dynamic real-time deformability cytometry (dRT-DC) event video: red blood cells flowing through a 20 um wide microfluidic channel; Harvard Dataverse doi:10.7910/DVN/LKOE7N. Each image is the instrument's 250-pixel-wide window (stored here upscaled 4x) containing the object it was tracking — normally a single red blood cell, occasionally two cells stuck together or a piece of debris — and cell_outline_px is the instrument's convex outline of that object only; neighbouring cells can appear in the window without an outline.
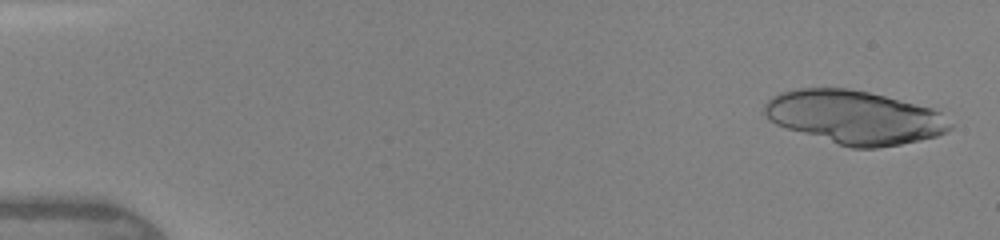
{"species": "human", "species_latin": "Homo sapiens", "temperature_condition": "warm", "stored_images_in_passage": 51, "segment_of_instrument_passage": [1, 2], "camera_frame_rate_fps": 3000, "um_per_image_px": 0.085, "donor": {"sex": "female"}, "frame": {"image": 1, "passage_image": 2, "time_ms": 0.333, "image_size_px": [1000, 240], "cell_outline_px": [[952, 128], [936, 136], [920, 140], [900, 144], [876, 148], [852, 148], [788, 128], [776, 124], [768, 120], [764, 112], [764, 104], [772, 96], [780, 92], [796, 88], [848, 88], [868, 92], [932, 108], [940, 112], [952, 124]], "centroid_in_image_um": [72.62, 9.95], "position_along_channel_um": 12.4, "area_um2": 57.34}}